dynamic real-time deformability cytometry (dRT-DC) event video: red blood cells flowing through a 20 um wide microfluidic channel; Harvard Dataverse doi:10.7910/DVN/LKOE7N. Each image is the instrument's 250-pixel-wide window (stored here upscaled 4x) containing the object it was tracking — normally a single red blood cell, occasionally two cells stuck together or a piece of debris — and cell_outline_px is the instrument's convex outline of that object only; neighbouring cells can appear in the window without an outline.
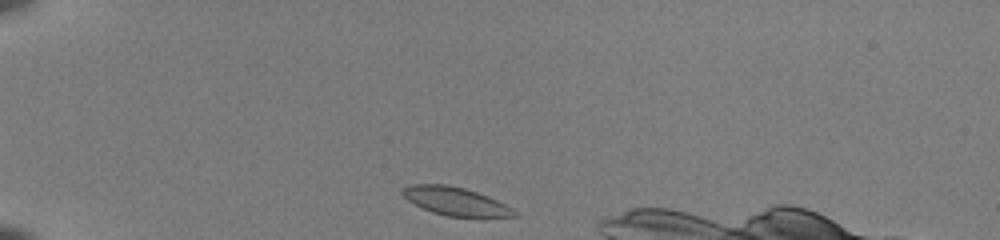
{"species": "common noctule bat (a hibernating species)", "species_latin": "Nyctalus noctula", "temperature_condition": "room temperature", "stored_images_in_passage": 37, "camera_frame_rate_fps": 3000, "um_per_image_px": 0.085, "animal": {"sex": "female", "body_mass_g": 22.0, "forearm_length_mm": 56.7}, "frame": {"image": 1, "passage_image": 1, "time_ms": 0.0, "image_size_px": [1000, 240], "cell_outline_px": [[520, 216], [484, 220], [448, 216], [432, 212], [408, 200], [400, 192], [404, 188], [412, 184], [448, 184], [464, 188], [488, 196], [512, 208]], "centroid_in_image_um": [38.83, 17.17], "position_along_channel_um": 46.2, "area_um2": 19.02}}
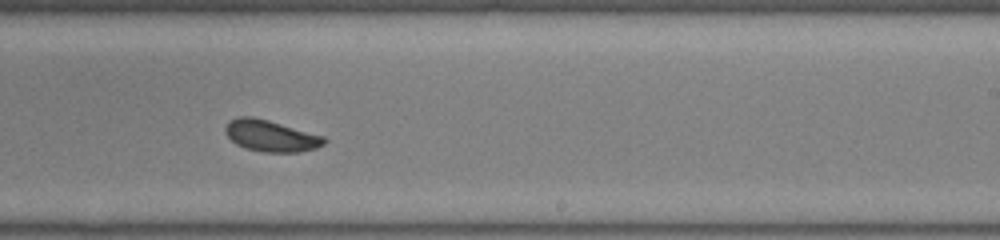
{"frame": {"image": 2, "passage_image": 21, "time_ms": 6.667, "image_size_px": [1000, 240], "cell_outline_px": [[328, 140], [324, 144], [316, 148], [300, 152], [264, 152], [244, 148], [236, 144], [224, 132], [224, 128], [228, 120], [240, 116], [252, 116], [268, 120], [324, 136]], "centroid_in_image_um": [23.0, 11.54], "position_along_channel_um": 266.0, "area_um2": 18.21}}
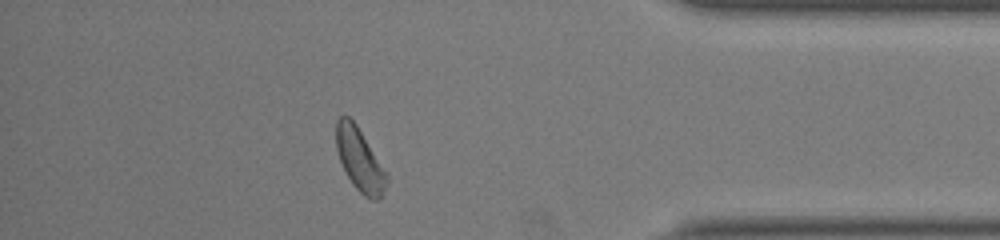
{"frame": {"image": 3, "passage_image": 33, "time_ms": 10.667, "image_size_px": [1000, 240], "cell_outline_px": [[388, 184], [384, 192], [376, 200], [372, 200], [364, 196], [352, 184], [340, 160], [336, 148], [336, 120], [340, 116], [348, 116], [356, 124], [388, 172]], "centroid_in_image_um": [30.6, 13.58], "position_along_channel_um": 404.6, "area_um2": 18.55}}